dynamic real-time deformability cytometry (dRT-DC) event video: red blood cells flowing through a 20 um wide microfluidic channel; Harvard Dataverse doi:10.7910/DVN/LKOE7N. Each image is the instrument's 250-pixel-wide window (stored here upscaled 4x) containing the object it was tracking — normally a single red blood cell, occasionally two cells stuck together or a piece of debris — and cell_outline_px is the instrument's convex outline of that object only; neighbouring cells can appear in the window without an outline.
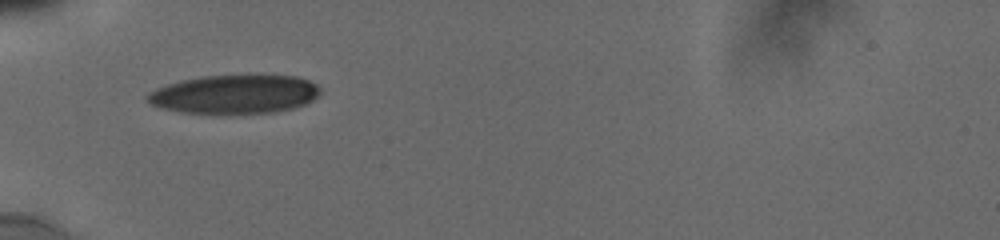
{"species": "human", "species_latin": "Homo sapiens", "temperature_condition": "cold", "stored_images_in_passage": 3, "camera_frame_rate_fps": 3000, "um_per_image_px": 0.085, "donor": {"sex": "male"}, "frame": {"image": 1, "passage_image": 1, "time_ms": 0.0, "image_size_px": [1000, 240], "cell_outline_px": [[320, 96], [304, 104], [292, 108], [276, 112], [180, 112], [164, 108], [152, 104], [144, 96], [148, 92], [156, 88], [168, 84], [184, 80], [204, 76], [296, 76], [308, 80], [316, 84], [320, 88]], "centroid_in_image_um": [19.96, 8.0], "position_along_channel_um": 65.0, "area_um2": 38.21}}